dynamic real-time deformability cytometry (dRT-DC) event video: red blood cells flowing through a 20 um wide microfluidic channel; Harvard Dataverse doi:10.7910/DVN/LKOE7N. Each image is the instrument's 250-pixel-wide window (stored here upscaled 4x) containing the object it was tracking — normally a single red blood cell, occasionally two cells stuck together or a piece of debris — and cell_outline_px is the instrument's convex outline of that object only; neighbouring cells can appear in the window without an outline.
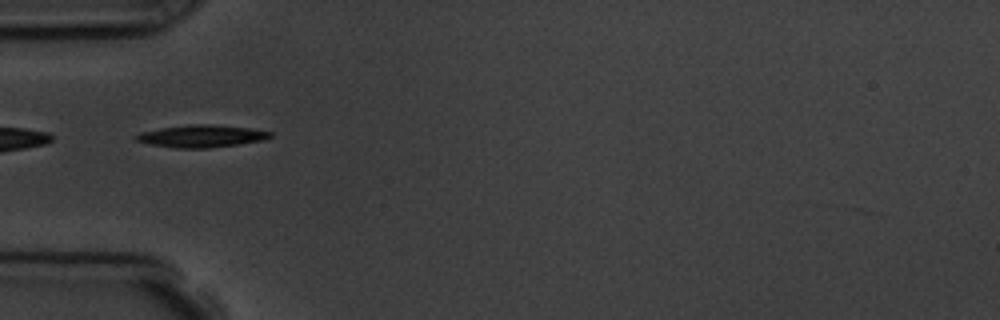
{"species": "common noctule bat (a hibernating species)", "species_latin": "Nyctalus noctula", "temperature_condition": "room temperature", "stored_images_in_passage": 8, "segment_of_instrument_passage": [2, 2], "camera_frame_rate_fps": 3000, "um_per_image_px": 0.085, "animal": {"sex": "male", "body_mass_g": 19.5, "forearm_length_mm": 54.6}, "frame": {"image": 1, "passage_image": 6, "time_ms": 5.667, "image_size_px": [1000, 320], "cell_outline_px": [[272, 136], [264, 140], [208, 148], [176, 148], [152, 144], [136, 140], [132, 136], [140, 132], [160, 128], [188, 124], [208, 124], [248, 128], [272, 132]], "centroid_in_image_um": [17.09, 11.56], "position_along_channel_um": 67.9, "area_um2": 17.28}}